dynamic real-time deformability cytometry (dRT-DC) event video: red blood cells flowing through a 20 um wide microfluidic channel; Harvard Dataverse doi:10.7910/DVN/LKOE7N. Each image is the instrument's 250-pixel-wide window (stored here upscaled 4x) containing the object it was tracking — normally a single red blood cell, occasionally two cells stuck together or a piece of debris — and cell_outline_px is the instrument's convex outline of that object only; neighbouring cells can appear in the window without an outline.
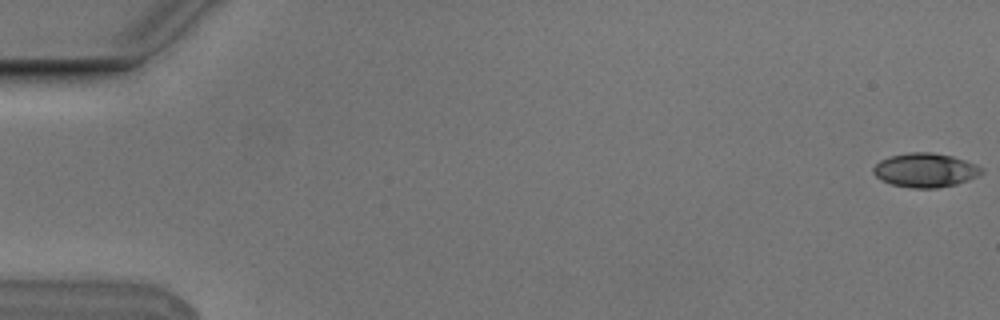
{"species": "Egyptian fruit bat (a non-hibernating species)", "species_latin": "Rousettus aegyptiacus", "temperature_condition": "cold", "stored_images_in_passage": 6, "camera_frame_rate_fps": 3000, "um_per_image_px": 0.085, "animal": {"sex": "male"}, "frame": {"image": 1, "passage_image": 1, "time_ms": 0.0, "image_size_px": [1000, 320], "cell_outline_px": [[984, 172], [968, 180], [956, 184], [936, 188], [912, 188], [892, 184], [876, 176], [872, 172], [872, 168], [880, 160], [888, 156], [908, 152], [932, 152], [952, 156], [976, 164], [984, 168]], "centroid_in_image_um": [78.65, 14.45], "position_along_channel_um": 6.4, "area_um2": 21.5}}